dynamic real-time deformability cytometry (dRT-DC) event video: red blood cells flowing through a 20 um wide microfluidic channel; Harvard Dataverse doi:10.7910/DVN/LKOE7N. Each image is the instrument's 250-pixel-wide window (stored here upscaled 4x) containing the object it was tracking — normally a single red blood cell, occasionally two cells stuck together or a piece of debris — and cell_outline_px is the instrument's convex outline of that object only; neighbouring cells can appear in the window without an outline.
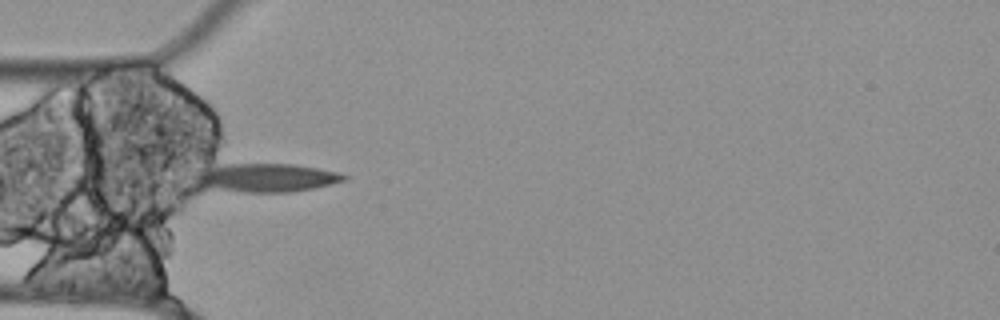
{"species": "Egyptian fruit bat (a non-hibernating species)", "species_latin": "Rousettus aegyptiacus", "temperature_condition": "cold", "stored_images_in_passage": 18, "camera_frame_rate_fps": 3000, "um_per_image_px": 0.085, "animal": {"sex": "female"}, "frame": {"image": 1, "passage_image": 1, "time_ms": 0.0, "image_size_px": [1000, 320], "cell_outline_px": [[348, 180], [332, 184], [292, 192], [244, 192], [200, 188], [192, 180], [192, 172], [220, 164], [292, 164], [316, 168], [336, 172], [348, 176]], "centroid_in_image_um": [22.49, 15.11], "position_along_channel_um": 62.5, "area_um2": 25.26}}
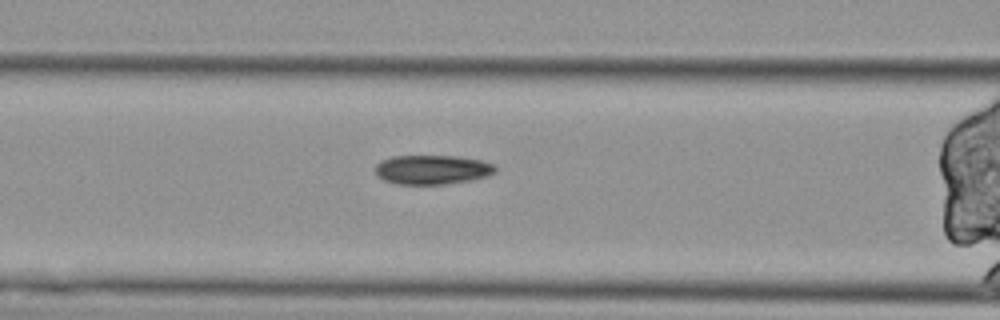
{"frame": {"image": 2, "passage_image": 6, "time_ms": 1.667, "image_size_px": [1000, 320], "cell_outline_px": [[496, 172], [488, 176], [468, 180], [444, 184], [396, 184], [384, 180], [376, 176], [376, 164], [380, 160], [392, 156], [456, 156], [480, 160], [496, 164]], "centroid_in_image_um": [36.73, 14.41], "position_along_channel_um": 129.9, "area_um2": 20.58}}
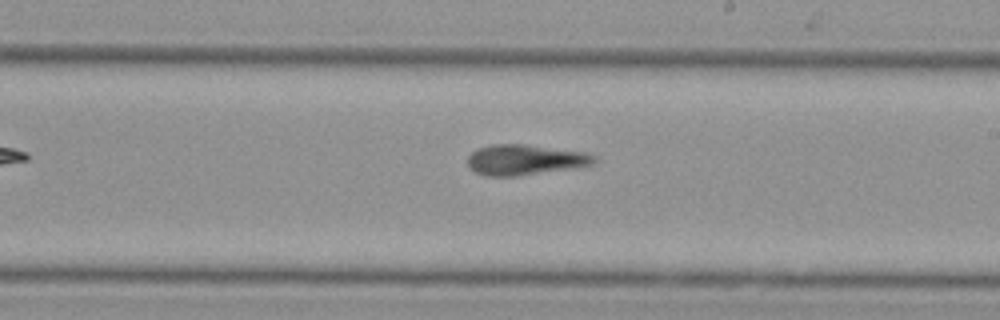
{"frame": {"image": 3, "passage_image": 16, "time_ms": 5.0, "image_size_px": [1000, 320], "cell_outline_px": [[600, 160], [592, 164], [576, 168], [520, 176], [484, 176], [468, 168], [468, 156], [476, 148], [492, 144], [524, 144], [588, 152], [596, 156]], "centroid_in_image_um": [44.66, 13.58], "position_along_channel_um": 244.3, "area_um2": 22.95}}